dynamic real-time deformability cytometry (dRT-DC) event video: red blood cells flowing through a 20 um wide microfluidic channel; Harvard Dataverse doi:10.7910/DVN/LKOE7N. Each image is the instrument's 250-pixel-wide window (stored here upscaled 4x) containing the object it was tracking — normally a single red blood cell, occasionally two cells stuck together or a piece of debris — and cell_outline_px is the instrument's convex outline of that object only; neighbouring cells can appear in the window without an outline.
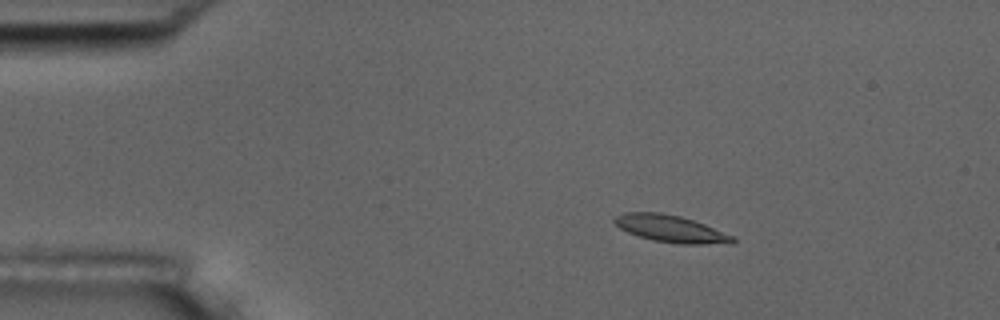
{"species": "common noctule bat (a hibernating species)", "species_latin": "Nyctalus noctula", "temperature_condition": "room temperature", "stored_images_in_passage": 5, "camera_frame_rate_fps": 3000, "um_per_image_px": 0.085, "animal": {"sex": "male", "body_mass_g": 17.5, "forearm_length_mm": 52.3}, "frame": {"image": 1, "passage_image": 3, "time_ms": 2.333, "image_size_px": [1000, 320], "cell_outline_px": [[736, 240], [732, 244], [680, 244], [652, 240], [628, 232], [620, 228], [612, 220], [616, 216], [624, 212], [660, 212], [680, 216], [704, 224], [736, 236]], "centroid_in_image_um": [57.06, 19.45], "position_along_channel_um": 27.9, "area_um2": 18.73}}